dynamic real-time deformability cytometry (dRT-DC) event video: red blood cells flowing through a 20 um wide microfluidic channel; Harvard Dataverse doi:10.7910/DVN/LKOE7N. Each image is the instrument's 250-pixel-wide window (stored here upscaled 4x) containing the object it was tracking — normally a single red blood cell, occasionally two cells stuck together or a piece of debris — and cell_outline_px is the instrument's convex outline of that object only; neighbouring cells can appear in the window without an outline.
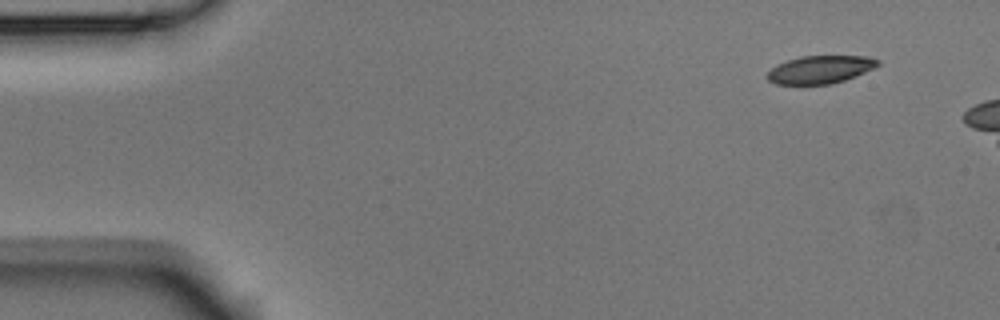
{"species": "Egyptian fruit bat (a non-hibernating species)", "species_latin": "Rousettus aegyptiacus", "temperature_condition": "room temperature", "stored_images_in_passage": 2, "camera_frame_rate_fps": 3000, "um_per_image_px": 0.085, "animal": {"sex": "male"}, "frame": {"image": 1, "passage_image": 1, "time_ms": 0.0, "image_size_px": [1000, 320], "cell_outline_px": [[880, 64], [876, 68], [856, 76], [832, 84], [776, 84], [768, 80], [768, 72], [776, 64], [800, 56], [868, 56], [880, 60]], "centroid_in_image_um": [69.77, 5.9], "position_along_channel_um": 15.2, "area_um2": 18.03}}